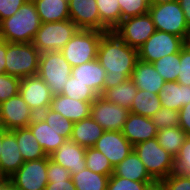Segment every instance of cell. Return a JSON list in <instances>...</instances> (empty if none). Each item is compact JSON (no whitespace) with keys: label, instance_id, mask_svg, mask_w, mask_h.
<instances>
[{"label":"cell","instance_id":"44dd1931","mask_svg":"<svg viewBox=\"0 0 190 190\" xmlns=\"http://www.w3.org/2000/svg\"><path fill=\"white\" fill-rule=\"evenodd\" d=\"M137 89L159 94L165 80L157 72L152 63L138 59L130 78Z\"/></svg>","mask_w":190,"mask_h":190},{"label":"cell","instance_id":"5b68a950","mask_svg":"<svg viewBox=\"0 0 190 190\" xmlns=\"http://www.w3.org/2000/svg\"><path fill=\"white\" fill-rule=\"evenodd\" d=\"M105 32L91 29H78L61 49L64 58L75 67L97 58L102 35Z\"/></svg>","mask_w":190,"mask_h":190},{"label":"cell","instance_id":"e575fe53","mask_svg":"<svg viewBox=\"0 0 190 190\" xmlns=\"http://www.w3.org/2000/svg\"><path fill=\"white\" fill-rule=\"evenodd\" d=\"M152 64L165 82L177 81L180 69V52L163 56Z\"/></svg>","mask_w":190,"mask_h":190},{"label":"cell","instance_id":"e0dca14e","mask_svg":"<svg viewBox=\"0 0 190 190\" xmlns=\"http://www.w3.org/2000/svg\"><path fill=\"white\" fill-rule=\"evenodd\" d=\"M69 16L79 29L100 31V16L96 0H68Z\"/></svg>","mask_w":190,"mask_h":190},{"label":"cell","instance_id":"4dcf8cb0","mask_svg":"<svg viewBox=\"0 0 190 190\" xmlns=\"http://www.w3.org/2000/svg\"><path fill=\"white\" fill-rule=\"evenodd\" d=\"M161 107L158 94L138 89L129 111L151 118Z\"/></svg>","mask_w":190,"mask_h":190},{"label":"cell","instance_id":"7bdbcfd3","mask_svg":"<svg viewBox=\"0 0 190 190\" xmlns=\"http://www.w3.org/2000/svg\"><path fill=\"white\" fill-rule=\"evenodd\" d=\"M177 82L190 86V47L185 45L180 51V69Z\"/></svg>","mask_w":190,"mask_h":190},{"label":"cell","instance_id":"816d5d0a","mask_svg":"<svg viewBox=\"0 0 190 190\" xmlns=\"http://www.w3.org/2000/svg\"><path fill=\"white\" fill-rule=\"evenodd\" d=\"M0 190H19L13 182L9 179L6 178L3 183L0 185Z\"/></svg>","mask_w":190,"mask_h":190},{"label":"cell","instance_id":"ee69618b","mask_svg":"<svg viewBox=\"0 0 190 190\" xmlns=\"http://www.w3.org/2000/svg\"><path fill=\"white\" fill-rule=\"evenodd\" d=\"M167 190H190V176L171 173L161 181Z\"/></svg>","mask_w":190,"mask_h":190},{"label":"cell","instance_id":"7a4b0ae2","mask_svg":"<svg viewBox=\"0 0 190 190\" xmlns=\"http://www.w3.org/2000/svg\"><path fill=\"white\" fill-rule=\"evenodd\" d=\"M41 20L33 1L27 0L11 17L0 22V34L10 43L33 42Z\"/></svg>","mask_w":190,"mask_h":190},{"label":"cell","instance_id":"d4e9b609","mask_svg":"<svg viewBox=\"0 0 190 190\" xmlns=\"http://www.w3.org/2000/svg\"><path fill=\"white\" fill-rule=\"evenodd\" d=\"M113 174L137 182H155L134 150L114 167Z\"/></svg>","mask_w":190,"mask_h":190},{"label":"cell","instance_id":"8992f818","mask_svg":"<svg viewBox=\"0 0 190 190\" xmlns=\"http://www.w3.org/2000/svg\"><path fill=\"white\" fill-rule=\"evenodd\" d=\"M71 72L72 66L61 51L41 53L37 75L48 85L54 95L62 93Z\"/></svg>","mask_w":190,"mask_h":190},{"label":"cell","instance_id":"f1b7e54d","mask_svg":"<svg viewBox=\"0 0 190 190\" xmlns=\"http://www.w3.org/2000/svg\"><path fill=\"white\" fill-rule=\"evenodd\" d=\"M96 3L100 16V31H112L122 21L118 0H96Z\"/></svg>","mask_w":190,"mask_h":190},{"label":"cell","instance_id":"4fadbf2b","mask_svg":"<svg viewBox=\"0 0 190 190\" xmlns=\"http://www.w3.org/2000/svg\"><path fill=\"white\" fill-rule=\"evenodd\" d=\"M19 94L36 115L51 106L54 96L48 85L38 75L21 78Z\"/></svg>","mask_w":190,"mask_h":190},{"label":"cell","instance_id":"603a6c76","mask_svg":"<svg viewBox=\"0 0 190 190\" xmlns=\"http://www.w3.org/2000/svg\"><path fill=\"white\" fill-rule=\"evenodd\" d=\"M46 155L52 154L66 139L51 128L39 115L28 125Z\"/></svg>","mask_w":190,"mask_h":190},{"label":"cell","instance_id":"11a10c76","mask_svg":"<svg viewBox=\"0 0 190 190\" xmlns=\"http://www.w3.org/2000/svg\"><path fill=\"white\" fill-rule=\"evenodd\" d=\"M3 126L0 125V156H1V145H2V140H3V135L7 132Z\"/></svg>","mask_w":190,"mask_h":190},{"label":"cell","instance_id":"ba28073f","mask_svg":"<svg viewBox=\"0 0 190 190\" xmlns=\"http://www.w3.org/2000/svg\"><path fill=\"white\" fill-rule=\"evenodd\" d=\"M79 28L70 19L50 23H41L33 40L40 53L61 51Z\"/></svg>","mask_w":190,"mask_h":190},{"label":"cell","instance_id":"f6af8a7d","mask_svg":"<svg viewBox=\"0 0 190 190\" xmlns=\"http://www.w3.org/2000/svg\"><path fill=\"white\" fill-rule=\"evenodd\" d=\"M47 178L48 180H69L71 174L69 170L55 163L48 156Z\"/></svg>","mask_w":190,"mask_h":190},{"label":"cell","instance_id":"4316f807","mask_svg":"<svg viewBox=\"0 0 190 190\" xmlns=\"http://www.w3.org/2000/svg\"><path fill=\"white\" fill-rule=\"evenodd\" d=\"M41 23L70 19L68 0H33Z\"/></svg>","mask_w":190,"mask_h":190},{"label":"cell","instance_id":"2e32d148","mask_svg":"<svg viewBox=\"0 0 190 190\" xmlns=\"http://www.w3.org/2000/svg\"><path fill=\"white\" fill-rule=\"evenodd\" d=\"M85 151V147L72 140H66L49 157L55 163L69 170L70 174H77L86 168Z\"/></svg>","mask_w":190,"mask_h":190},{"label":"cell","instance_id":"d590c367","mask_svg":"<svg viewBox=\"0 0 190 190\" xmlns=\"http://www.w3.org/2000/svg\"><path fill=\"white\" fill-rule=\"evenodd\" d=\"M39 116L46 121V123L58 132L59 135L66 140H70L74 123L63 117L60 113L55 112L50 107L41 112Z\"/></svg>","mask_w":190,"mask_h":190},{"label":"cell","instance_id":"f35d334b","mask_svg":"<svg viewBox=\"0 0 190 190\" xmlns=\"http://www.w3.org/2000/svg\"><path fill=\"white\" fill-rule=\"evenodd\" d=\"M121 8L122 20L138 15L146 14L149 11V0H118Z\"/></svg>","mask_w":190,"mask_h":190},{"label":"cell","instance_id":"3957f363","mask_svg":"<svg viewBox=\"0 0 190 190\" xmlns=\"http://www.w3.org/2000/svg\"><path fill=\"white\" fill-rule=\"evenodd\" d=\"M133 150L155 181H162L174 172L175 157L158 144L156 137L136 144Z\"/></svg>","mask_w":190,"mask_h":190},{"label":"cell","instance_id":"6da1fadb","mask_svg":"<svg viewBox=\"0 0 190 190\" xmlns=\"http://www.w3.org/2000/svg\"><path fill=\"white\" fill-rule=\"evenodd\" d=\"M96 59L106 70L105 91L131 78L138 61V49L130 47L113 31H109L101 37Z\"/></svg>","mask_w":190,"mask_h":190},{"label":"cell","instance_id":"1f68e13d","mask_svg":"<svg viewBox=\"0 0 190 190\" xmlns=\"http://www.w3.org/2000/svg\"><path fill=\"white\" fill-rule=\"evenodd\" d=\"M111 175H102L85 168L77 174H71L76 190H107Z\"/></svg>","mask_w":190,"mask_h":190},{"label":"cell","instance_id":"f5cc1de1","mask_svg":"<svg viewBox=\"0 0 190 190\" xmlns=\"http://www.w3.org/2000/svg\"><path fill=\"white\" fill-rule=\"evenodd\" d=\"M146 190H167V189L161 181H155L149 184Z\"/></svg>","mask_w":190,"mask_h":190},{"label":"cell","instance_id":"30bf717a","mask_svg":"<svg viewBox=\"0 0 190 190\" xmlns=\"http://www.w3.org/2000/svg\"><path fill=\"white\" fill-rule=\"evenodd\" d=\"M130 47L138 49L156 31L149 13L122 20L113 30Z\"/></svg>","mask_w":190,"mask_h":190},{"label":"cell","instance_id":"7c38bea8","mask_svg":"<svg viewBox=\"0 0 190 190\" xmlns=\"http://www.w3.org/2000/svg\"><path fill=\"white\" fill-rule=\"evenodd\" d=\"M129 109L107 101L99 95L92 103L91 117L105 131H122Z\"/></svg>","mask_w":190,"mask_h":190},{"label":"cell","instance_id":"f546056e","mask_svg":"<svg viewBox=\"0 0 190 190\" xmlns=\"http://www.w3.org/2000/svg\"><path fill=\"white\" fill-rule=\"evenodd\" d=\"M137 90L138 89L133 81L128 79L127 81L120 83L118 86L106 89L101 96L109 102L130 110L134 97L137 94Z\"/></svg>","mask_w":190,"mask_h":190},{"label":"cell","instance_id":"8d00e7d4","mask_svg":"<svg viewBox=\"0 0 190 190\" xmlns=\"http://www.w3.org/2000/svg\"><path fill=\"white\" fill-rule=\"evenodd\" d=\"M85 160L86 168L90 169L92 172L102 175H111L114 172V168L110 164L108 158L94 147L86 148Z\"/></svg>","mask_w":190,"mask_h":190},{"label":"cell","instance_id":"7402d4cb","mask_svg":"<svg viewBox=\"0 0 190 190\" xmlns=\"http://www.w3.org/2000/svg\"><path fill=\"white\" fill-rule=\"evenodd\" d=\"M71 76L92 88L98 95L104 92L106 70L97 59L72 67Z\"/></svg>","mask_w":190,"mask_h":190},{"label":"cell","instance_id":"bcb514c9","mask_svg":"<svg viewBox=\"0 0 190 190\" xmlns=\"http://www.w3.org/2000/svg\"><path fill=\"white\" fill-rule=\"evenodd\" d=\"M27 0H0V22L13 16Z\"/></svg>","mask_w":190,"mask_h":190},{"label":"cell","instance_id":"ab89813d","mask_svg":"<svg viewBox=\"0 0 190 190\" xmlns=\"http://www.w3.org/2000/svg\"><path fill=\"white\" fill-rule=\"evenodd\" d=\"M21 78L0 74V104L19 93Z\"/></svg>","mask_w":190,"mask_h":190},{"label":"cell","instance_id":"277c9868","mask_svg":"<svg viewBox=\"0 0 190 190\" xmlns=\"http://www.w3.org/2000/svg\"><path fill=\"white\" fill-rule=\"evenodd\" d=\"M41 53L30 43L6 41V74L25 78L37 75Z\"/></svg>","mask_w":190,"mask_h":190},{"label":"cell","instance_id":"db71d44e","mask_svg":"<svg viewBox=\"0 0 190 190\" xmlns=\"http://www.w3.org/2000/svg\"><path fill=\"white\" fill-rule=\"evenodd\" d=\"M175 0H149L150 5L162 4L167 2H172Z\"/></svg>","mask_w":190,"mask_h":190},{"label":"cell","instance_id":"9f6ffc18","mask_svg":"<svg viewBox=\"0 0 190 190\" xmlns=\"http://www.w3.org/2000/svg\"><path fill=\"white\" fill-rule=\"evenodd\" d=\"M6 178L0 173V185L3 183V181L5 180Z\"/></svg>","mask_w":190,"mask_h":190},{"label":"cell","instance_id":"8fae6325","mask_svg":"<svg viewBox=\"0 0 190 190\" xmlns=\"http://www.w3.org/2000/svg\"><path fill=\"white\" fill-rule=\"evenodd\" d=\"M47 168L48 155L39 160L24 162L9 179L19 190H45L49 183Z\"/></svg>","mask_w":190,"mask_h":190},{"label":"cell","instance_id":"ffe728a7","mask_svg":"<svg viewBox=\"0 0 190 190\" xmlns=\"http://www.w3.org/2000/svg\"><path fill=\"white\" fill-rule=\"evenodd\" d=\"M92 103L56 94L53 96L50 108L75 123L91 116Z\"/></svg>","mask_w":190,"mask_h":190},{"label":"cell","instance_id":"d6986e66","mask_svg":"<svg viewBox=\"0 0 190 190\" xmlns=\"http://www.w3.org/2000/svg\"><path fill=\"white\" fill-rule=\"evenodd\" d=\"M24 163L15 134L8 130L3 135L0 156V173L10 178Z\"/></svg>","mask_w":190,"mask_h":190},{"label":"cell","instance_id":"836d02e7","mask_svg":"<svg viewBox=\"0 0 190 190\" xmlns=\"http://www.w3.org/2000/svg\"><path fill=\"white\" fill-rule=\"evenodd\" d=\"M61 94L75 100H82L86 102H93L99 96L92 88L88 87L81 81H78V79L71 75L67 80Z\"/></svg>","mask_w":190,"mask_h":190},{"label":"cell","instance_id":"9a60e30c","mask_svg":"<svg viewBox=\"0 0 190 190\" xmlns=\"http://www.w3.org/2000/svg\"><path fill=\"white\" fill-rule=\"evenodd\" d=\"M93 147L108 158L113 168L133 150L122 131H105Z\"/></svg>","mask_w":190,"mask_h":190},{"label":"cell","instance_id":"9c48e42d","mask_svg":"<svg viewBox=\"0 0 190 190\" xmlns=\"http://www.w3.org/2000/svg\"><path fill=\"white\" fill-rule=\"evenodd\" d=\"M186 41L177 35L156 30L149 39L138 48V59L153 63L163 56L179 53Z\"/></svg>","mask_w":190,"mask_h":190},{"label":"cell","instance_id":"484cf974","mask_svg":"<svg viewBox=\"0 0 190 190\" xmlns=\"http://www.w3.org/2000/svg\"><path fill=\"white\" fill-rule=\"evenodd\" d=\"M105 130L91 117L75 122L70 140L85 148L93 147Z\"/></svg>","mask_w":190,"mask_h":190},{"label":"cell","instance_id":"6f0895ef","mask_svg":"<svg viewBox=\"0 0 190 190\" xmlns=\"http://www.w3.org/2000/svg\"><path fill=\"white\" fill-rule=\"evenodd\" d=\"M186 45H188L190 47V34L188 35V38L186 40Z\"/></svg>","mask_w":190,"mask_h":190},{"label":"cell","instance_id":"7dc6e473","mask_svg":"<svg viewBox=\"0 0 190 190\" xmlns=\"http://www.w3.org/2000/svg\"><path fill=\"white\" fill-rule=\"evenodd\" d=\"M45 190H76L72 179L69 180H48Z\"/></svg>","mask_w":190,"mask_h":190},{"label":"cell","instance_id":"d6a6232c","mask_svg":"<svg viewBox=\"0 0 190 190\" xmlns=\"http://www.w3.org/2000/svg\"><path fill=\"white\" fill-rule=\"evenodd\" d=\"M188 135L180 126L158 130V144L172 156L176 157Z\"/></svg>","mask_w":190,"mask_h":190},{"label":"cell","instance_id":"5bb4252c","mask_svg":"<svg viewBox=\"0 0 190 190\" xmlns=\"http://www.w3.org/2000/svg\"><path fill=\"white\" fill-rule=\"evenodd\" d=\"M35 117L19 93L0 104V125L6 130L28 127Z\"/></svg>","mask_w":190,"mask_h":190},{"label":"cell","instance_id":"ac0fdd59","mask_svg":"<svg viewBox=\"0 0 190 190\" xmlns=\"http://www.w3.org/2000/svg\"><path fill=\"white\" fill-rule=\"evenodd\" d=\"M158 129L151 118L129 113L122 129L123 135L135 146L136 144L153 139L157 136Z\"/></svg>","mask_w":190,"mask_h":190},{"label":"cell","instance_id":"74e56055","mask_svg":"<svg viewBox=\"0 0 190 190\" xmlns=\"http://www.w3.org/2000/svg\"><path fill=\"white\" fill-rule=\"evenodd\" d=\"M151 120L158 130L172 128L179 126L180 114L179 111L161 107V109L151 117Z\"/></svg>","mask_w":190,"mask_h":190},{"label":"cell","instance_id":"c3c4849f","mask_svg":"<svg viewBox=\"0 0 190 190\" xmlns=\"http://www.w3.org/2000/svg\"><path fill=\"white\" fill-rule=\"evenodd\" d=\"M180 123L179 126L190 136V103L184 105L179 111Z\"/></svg>","mask_w":190,"mask_h":190},{"label":"cell","instance_id":"681fc988","mask_svg":"<svg viewBox=\"0 0 190 190\" xmlns=\"http://www.w3.org/2000/svg\"><path fill=\"white\" fill-rule=\"evenodd\" d=\"M6 41L0 42V74L6 73L5 63H6Z\"/></svg>","mask_w":190,"mask_h":190},{"label":"cell","instance_id":"cb8c5ba5","mask_svg":"<svg viewBox=\"0 0 190 190\" xmlns=\"http://www.w3.org/2000/svg\"><path fill=\"white\" fill-rule=\"evenodd\" d=\"M158 96L162 107L180 111L184 105L190 103V86L177 81L165 82Z\"/></svg>","mask_w":190,"mask_h":190},{"label":"cell","instance_id":"f907efd6","mask_svg":"<svg viewBox=\"0 0 190 190\" xmlns=\"http://www.w3.org/2000/svg\"><path fill=\"white\" fill-rule=\"evenodd\" d=\"M180 4V7L183 10L185 20L188 28L190 29V0H177Z\"/></svg>","mask_w":190,"mask_h":190},{"label":"cell","instance_id":"52a82bcc","mask_svg":"<svg viewBox=\"0 0 190 190\" xmlns=\"http://www.w3.org/2000/svg\"><path fill=\"white\" fill-rule=\"evenodd\" d=\"M149 15L156 30L182 37L185 41L190 34L182 8L177 0L150 5Z\"/></svg>","mask_w":190,"mask_h":190},{"label":"cell","instance_id":"83f0119b","mask_svg":"<svg viewBox=\"0 0 190 190\" xmlns=\"http://www.w3.org/2000/svg\"><path fill=\"white\" fill-rule=\"evenodd\" d=\"M11 131L15 134L24 162L39 160L47 156L29 127L16 128Z\"/></svg>","mask_w":190,"mask_h":190},{"label":"cell","instance_id":"60d3db41","mask_svg":"<svg viewBox=\"0 0 190 190\" xmlns=\"http://www.w3.org/2000/svg\"><path fill=\"white\" fill-rule=\"evenodd\" d=\"M153 182H137L115 176L113 173L109 177L107 190H146L149 184Z\"/></svg>","mask_w":190,"mask_h":190},{"label":"cell","instance_id":"b9f144b4","mask_svg":"<svg viewBox=\"0 0 190 190\" xmlns=\"http://www.w3.org/2000/svg\"><path fill=\"white\" fill-rule=\"evenodd\" d=\"M174 173L190 176V136H188L175 157Z\"/></svg>","mask_w":190,"mask_h":190}]
</instances>
